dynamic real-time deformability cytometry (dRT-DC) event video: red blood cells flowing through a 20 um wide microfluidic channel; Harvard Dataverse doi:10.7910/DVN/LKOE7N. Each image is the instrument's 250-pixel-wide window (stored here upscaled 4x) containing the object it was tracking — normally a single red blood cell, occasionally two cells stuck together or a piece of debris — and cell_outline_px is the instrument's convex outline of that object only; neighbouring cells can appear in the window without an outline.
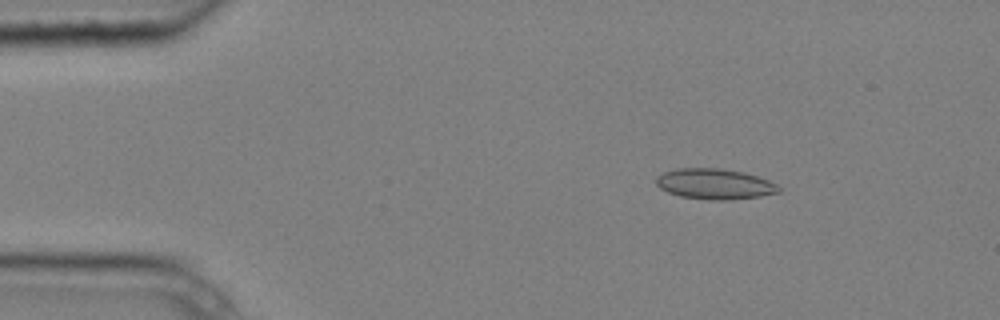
{"species": "common noctule bat (a hibernating species)", "species_latin": "Nyctalus noctula", "temperature_condition": "cold", "stored_images_in_passage": 4, "camera_frame_rate_fps": 3000, "um_per_image_px": 0.085, "animal": {"sex": "male", "body_mass_g": 20.4}, "frame": {"image": 1, "passage_image": 2, "time_ms": 0.333, "image_size_px": [1000, 320], "cell_outline_px": [[780, 192], [760, 196], [728, 200], [708, 200], [680, 196], [668, 192], [660, 188], [656, 184], [656, 176], [664, 172], [676, 168], [720, 168], [744, 172], [768, 180], [776, 184], [780, 188]], "centroid_in_image_um": [60.73, 15.63], "position_along_channel_um": 24.3, "area_um2": 21.85}}